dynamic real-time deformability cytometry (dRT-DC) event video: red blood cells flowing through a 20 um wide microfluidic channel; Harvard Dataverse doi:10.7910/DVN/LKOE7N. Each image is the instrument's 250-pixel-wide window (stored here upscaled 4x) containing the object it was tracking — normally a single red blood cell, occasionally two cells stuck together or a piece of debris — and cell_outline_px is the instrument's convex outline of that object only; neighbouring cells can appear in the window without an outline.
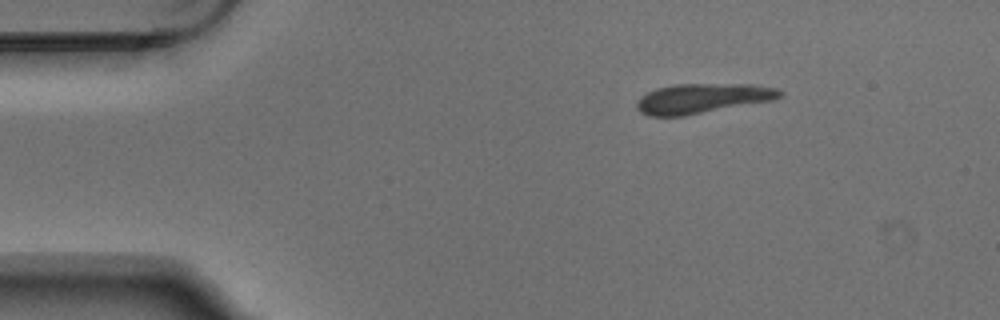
{"species": "Egyptian fruit bat (a non-hibernating species)", "species_latin": "Rousettus aegyptiacus", "temperature_condition": "warm", "stored_images_in_passage": 3, "camera_frame_rate_fps": 3000, "um_per_image_px": 0.085, "animal": {"sex": "male"}, "frame": {"image": 1, "passage_image": 1, "time_ms": 0.0, "image_size_px": [1000, 320], "cell_outline_px": [[784, 96], [772, 100], [684, 116], [648, 116], [640, 112], [636, 108], [636, 104], [640, 96], [656, 88], [676, 84], [752, 84], [776, 88], [784, 92]], "centroid_in_image_um": [59.7, 8.36], "position_along_channel_um": 25.3, "area_um2": 24.91}}